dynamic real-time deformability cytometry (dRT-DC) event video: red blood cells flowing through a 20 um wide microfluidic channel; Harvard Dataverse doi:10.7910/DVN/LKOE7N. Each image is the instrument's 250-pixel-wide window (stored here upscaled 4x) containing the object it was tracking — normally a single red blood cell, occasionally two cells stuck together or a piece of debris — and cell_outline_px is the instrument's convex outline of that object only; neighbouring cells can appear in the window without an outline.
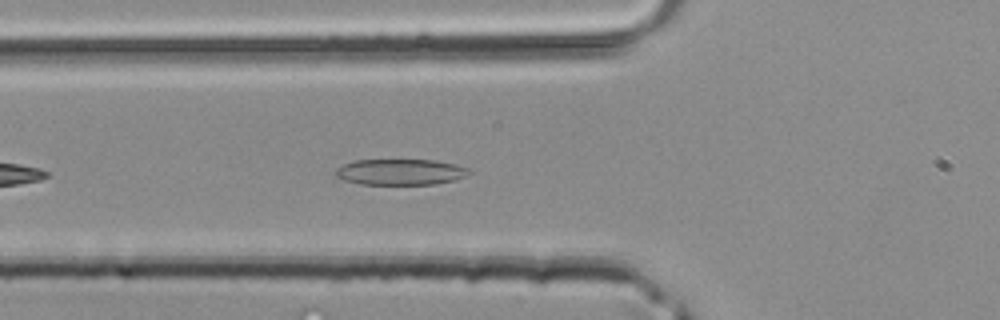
{"species": "common noctule bat (a hibernating species)", "species_latin": "Nyctalus noctula", "temperature_condition": "room temperature", "stored_images_in_passage": 30, "camera_frame_rate_fps": 3000, "um_per_image_px": 0.085, "animal": {"sex": "male", "body_mass_g": 20.4}, "frame": {"image": 1, "passage_image": 5, "time_ms": 1.333, "image_size_px": [1000, 320], "cell_outline_px": [[472, 172], [456, 180], [436, 184], [360, 184], [344, 180], [336, 176], [336, 168], [352, 160], [436, 160], [456, 164], [468, 168]], "centroid_in_image_um": [34.05, 14.61], "position_along_channel_um": 91.7, "area_um2": 20.23}}
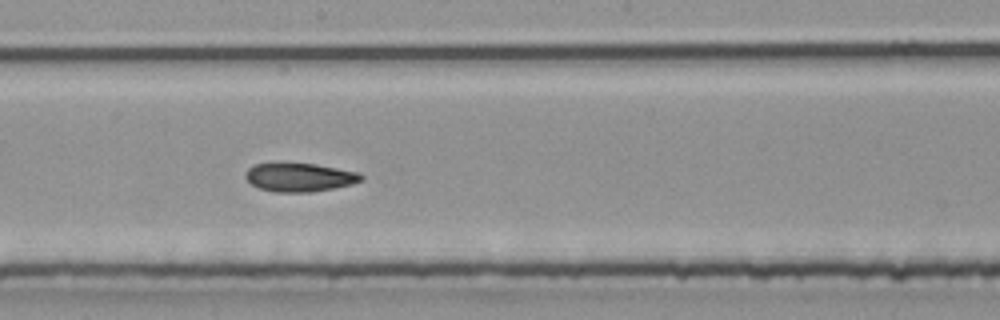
{"frame": {"image": 2, "passage_image": 13, "time_ms": 4.0, "image_size_px": [1000, 320], "cell_outline_px": [[364, 180], [352, 184], [312, 192], [276, 192], [260, 188], [252, 184], [244, 176], [244, 172], [252, 164], [280, 160], [316, 164], [360, 172], [364, 176]], "centroid_in_image_um": [25.43, 15.01], "position_along_channel_um": 222.8, "area_um2": 20.11}}